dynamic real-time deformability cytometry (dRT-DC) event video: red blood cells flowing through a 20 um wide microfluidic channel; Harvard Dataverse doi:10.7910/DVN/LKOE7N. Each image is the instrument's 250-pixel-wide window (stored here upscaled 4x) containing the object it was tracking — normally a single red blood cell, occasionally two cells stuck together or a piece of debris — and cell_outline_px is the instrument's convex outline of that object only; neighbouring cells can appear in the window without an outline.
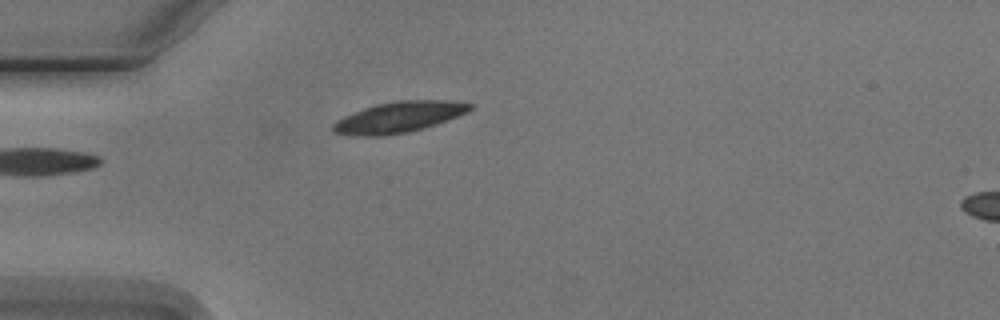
{"species": "Egyptian fruit bat (a non-hibernating species)", "species_latin": "Rousettus aegyptiacus", "temperature_condition": "cold", "stored_images_in_passage": 3, "camera_frame_rate_fps": 3000, "um_per_image_px": 0.085, "animal": {"sex": "male"}, "frame": {"image": 1, "passage_image": 2, "time_ms": 1.333, "image_size_px": [1000, 320], "cell_outline_px": [[472, 108], [468, 112], [436, 124], [424, 128], [408, 132], [384, 136], [356, 136], [332, 132], [332, 124], [336, 120], [344, 116], [364, 108], [376, 104], [396, 100], [452, 100], [472, 104]], "centroid_in_image_um": [33.89, 9.96], "position_along_channel_um": 51.1, "area_um2": 24.74}}